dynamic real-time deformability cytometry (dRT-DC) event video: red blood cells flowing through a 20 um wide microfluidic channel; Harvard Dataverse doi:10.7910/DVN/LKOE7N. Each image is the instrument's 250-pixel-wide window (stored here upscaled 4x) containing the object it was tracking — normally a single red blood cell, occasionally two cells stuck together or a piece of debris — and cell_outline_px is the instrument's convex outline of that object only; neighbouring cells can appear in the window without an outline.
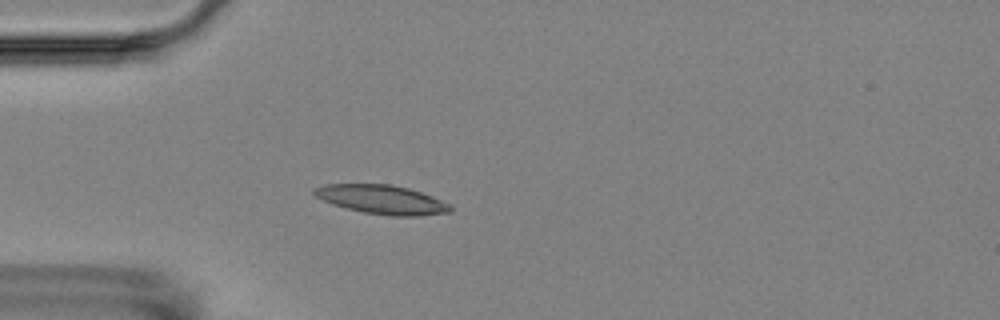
{"species": "Egyptian fruit bat (a non-hibernating species)", "species_latin": "Rousettus aegyptiacus", "temperature_condition": "room temperature", "stored_images_in_passage": 2, "camera_frame_rate_fps": 3000, "um_per_image_px": 0.085, "animal": {"sex": "female"}, "frame": {"image": 1, "passage_image": 2, "time_ms": 1.333, "image_size_px": [1000, 320], "cell_outline_px": [[452, 212], [420, 216], [392, 216], [364, 212], [332, 204], [316, 196], [312, 192], [316, 188], [324, 184], [392, 184], [408, 188], [432, 196], [452, 204]], "centroid_in_image_um": [32.52, 16.96], "position_along_channel_um": 52.5, "area_um2": 22.95}}